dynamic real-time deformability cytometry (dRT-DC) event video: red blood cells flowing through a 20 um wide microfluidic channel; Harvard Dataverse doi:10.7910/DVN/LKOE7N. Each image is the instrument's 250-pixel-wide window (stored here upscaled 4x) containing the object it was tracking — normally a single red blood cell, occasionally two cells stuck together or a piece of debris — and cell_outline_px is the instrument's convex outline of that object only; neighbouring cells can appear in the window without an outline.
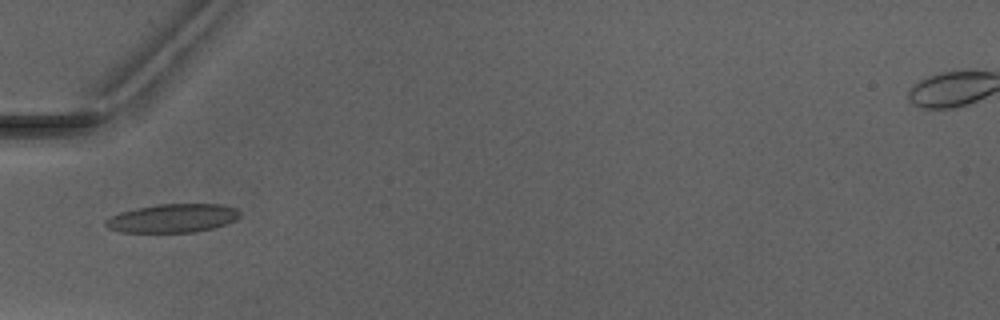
{"species": "Egyptian fruit bat (a non-hibernating species)", "species_latin": "Rousettus aegyptiacus", "temperature_condition": "warm", "stored_images_in_passage": 2, "camera_frame_rate_fps": 3000, "um_per_image_px": 0.085, "animal": {"sex": "male"}, "frame": {"image": 1, "passage_image": 2, "time_ms": 1.0, "image_size_px": [1000, 320], "cell_outline_px": [[240, 216], [236, 220], [212, 228], [196, 232], [120, 232], [108, 228], [104, 224], [104, 220], [120, 212], [136, 208], [160, 204], [220, 204], [236, 208], [240, 212]], "centroid_in_image_um": [14.67, 18.55], "position_along_channel_um": 70.3, "area_um2": 22.31}}